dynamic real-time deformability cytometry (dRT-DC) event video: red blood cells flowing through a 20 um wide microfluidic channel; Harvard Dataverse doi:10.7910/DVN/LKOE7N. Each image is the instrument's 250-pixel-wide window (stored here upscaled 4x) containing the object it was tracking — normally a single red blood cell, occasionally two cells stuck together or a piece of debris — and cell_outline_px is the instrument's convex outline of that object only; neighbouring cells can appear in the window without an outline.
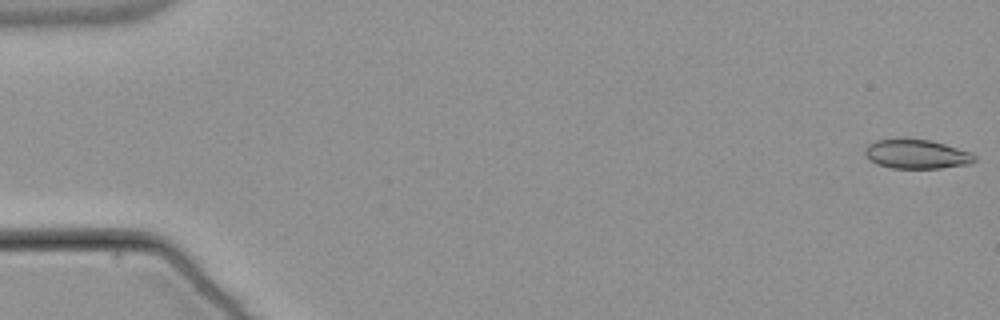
{"species": "common noctule bat (a hibernating species)", "species_latin": "Nyctalus noctula", "temperature_condition": "warm", "stored_images_in_passage": 54, "camera_frame_rate_fps": 3000, "um_per_image_px": 0.085, "animal": {"sex": "male", "body_mass_g": 21.5, "forearm_length_mm": 52.0}, "frame": {"image": 1, "passage_image": 1, "time_ms": 0.0, "image_size_px": [1000, 320], "cell_outline_px": [[976, 160], [972, 164], [940, 168], [892, 168], [876, 164], [868, 160], [864, 152], [864, 148], [868, 144], [876, 140], [932, 140], [972, 152], [976, 156]], "centroid_in_image_um": [77.94, 13.12], "position_along_channel_um": 7.1, "area_um2": 18.67}}
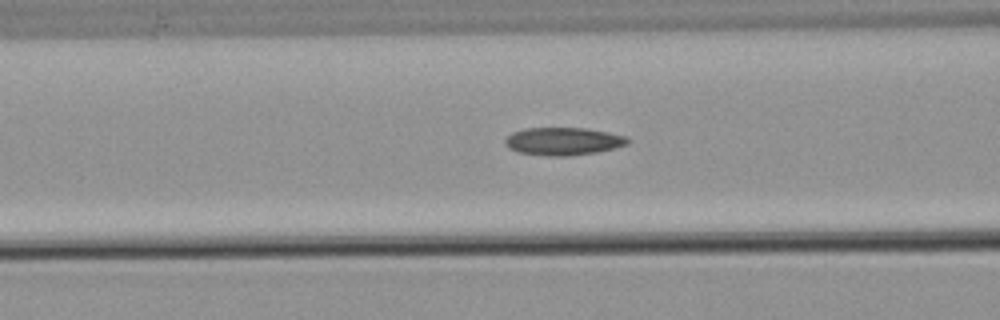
{"frame": {"image": 2, "passage_image": 22, "time_ms": 7.0, "image_size_px": [1000, 320], "cell_outline_px": [[632, 140], [628, 144], [596, 152], [568, 156], [548, 156], [520, 152], [508, 148], [504, 144], [504, 140], [512, 132], [524, 128], [588, 128], [628, 136]], "centroid_in_image_um": [47.89, 12.0], "position_along_channel_um": 118.7, "area_um2": 19.94}}
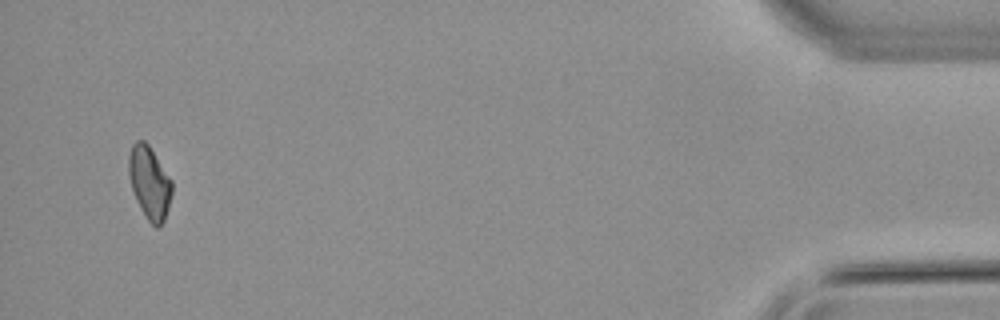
{"frame": {"image": 3, "passage_image": 52, "time_ms": 17.0, "image_size_px": [1000, 320], "cell_outline_px": [[172, 192], [168, 208], [164, 220], [160, 228], [156, 228], [148, 220], [140, 208], [136, 200], [128, 176], [128, 156], [132, 144], [136, 140], [144, 140], [148, 144], [172, 180]], "centroid_in_image_um": [12.7, 15.52], "position_along_channel_um": 422.5, "area_um2": 18.38}, "authors_computed_cell_mechanics": {"area_um2": 19.074, "velocity_mm_per_s": 3.85, "shape_relaxation_time_tau1_ms": null, "shape_relaxation_time_tau2_ms": 8.6427, "deformation_change_tau1": null, "deformation_change_tau2": 0.1576}}